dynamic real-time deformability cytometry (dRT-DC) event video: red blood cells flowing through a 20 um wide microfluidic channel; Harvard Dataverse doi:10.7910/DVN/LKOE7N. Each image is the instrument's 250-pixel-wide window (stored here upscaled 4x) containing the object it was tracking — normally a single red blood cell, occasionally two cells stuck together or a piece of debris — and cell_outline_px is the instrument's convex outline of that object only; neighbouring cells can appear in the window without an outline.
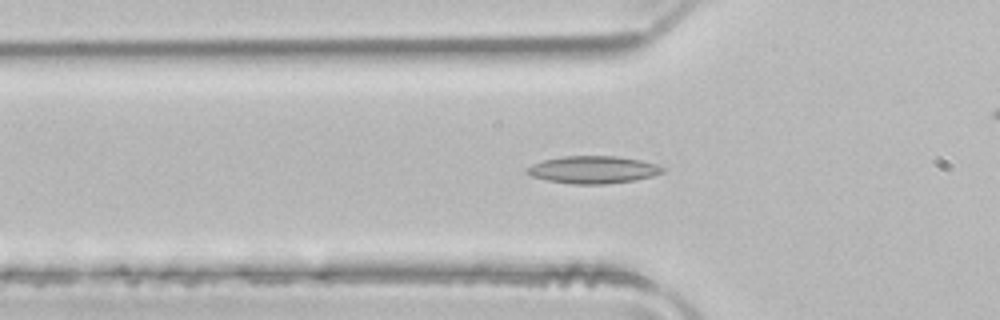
{"species": "common noctule bat (a hibernating species)", "species_latin": "Nyctalus noctula", "temperature_condition": "room temperature", "stored_images_in_passage": 45, "camera_frame_rate_fps": 3000, "um_per_image_px": 0.085, "animal": {"sex": "male", "body_mass_g": 21.5, "forearm_length_mm": 52.0}, "frame": {"image": 1, "passage_image": 10, "time_ms": 3.0, "image_size_px": [1000, 320], "cell_outline_px": [[664, 172], [652, 176], [636, 180], [604, 184], [572, 184], [548, 180], [532, 176], [524, 172], [524, 168], [532, 164], [544, 160], [564, 156], [616, 156], [640, 160], [656, 164], [664, 168]], "centroid_in_image_um": [50.39, 14.42], "position_along_channel_um": 75.4, "area_um2": 21.68}}
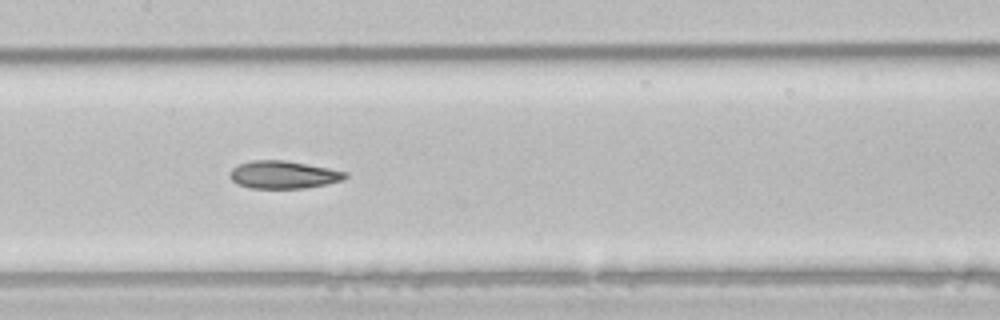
{"frame": {"image": 2, "passage_image": 18, "time_ms": 5.667, "image_size_px": [1000, 320], "cell_outline_px": [[348, 176], [344, 180], [304, 188], [252, 188], [240, 184], [232, 180], [228, 176], [232, 168], [240, 164], [252, 160], [284, 160], [328, 168], [348, 172]], "centroid_in_image_um": [24.1, 14.84], "position_along_channel_um": 183.3, "area_um2": 18.44}}
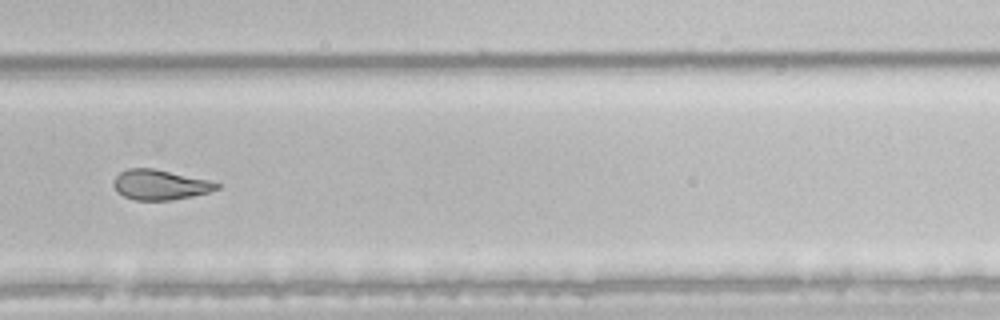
{"frame": {"image": 3, "passage_image": 28, "time_ms": 9.0, "image_size_px": [1000, 320], "cell_outline_px": [[220, 188], [208, 192], [192, 196], [172, 200], [136, 200], [124, 196], [112, 184], [112, 180], [120, 172], [128, 168], [152, 168], [208, 180], [220, 184]], "centroid_in_image_um": [13.59, 15.7], "position_along_channel_um": 316.2, "area_um2": 17.86}, "authors_computed_cell_mechanics": {"area_um2": 20.1722, "velocity_mm_per_s": 4.0089, "shape_relaxation_time_tau1_ms": 11.2955, "shape_relaxation_time_tau2_ms": 4.4835, "deformation_change_tau1": 0.227, "deformation_change_tau2": 0.1332}}